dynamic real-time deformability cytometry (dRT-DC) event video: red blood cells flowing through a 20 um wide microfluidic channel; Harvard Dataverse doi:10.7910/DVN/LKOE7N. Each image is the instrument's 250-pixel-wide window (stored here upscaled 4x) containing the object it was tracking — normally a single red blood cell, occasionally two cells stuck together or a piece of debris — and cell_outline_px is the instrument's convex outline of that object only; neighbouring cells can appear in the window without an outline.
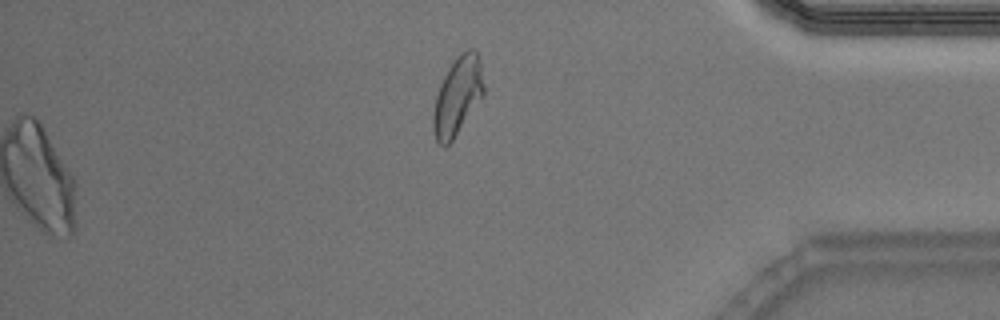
{"species": "Egyptian fruit bat (a non-hibernating species)", "species_latin": "Rousettus aegyptiacus", "temperature_condition": "warm", "stored_images_in_passage": 35, "camera_frame_rate_fps": 3000, "um_per_image_px": 0.085, "animal": {"sex": "male"}, "frame": {"image": 1, "passage_image": 35, "time_ms": 11.333, "image_size_px": [1000, 320], "cell_outline_px": [[484, 96], [452, 140], [444, 148], [436, 140], [432, 128], [432, 116], [436, 96], [440, 84], [448, 68], [456, 56], [460, 52], [468, 48], [476, 48], [480, 56], [484, 84]], "centroid_in_image_um": [38.91, 8.12], "position_along_channel_um": 396.3, "area_um2": 23.41}}